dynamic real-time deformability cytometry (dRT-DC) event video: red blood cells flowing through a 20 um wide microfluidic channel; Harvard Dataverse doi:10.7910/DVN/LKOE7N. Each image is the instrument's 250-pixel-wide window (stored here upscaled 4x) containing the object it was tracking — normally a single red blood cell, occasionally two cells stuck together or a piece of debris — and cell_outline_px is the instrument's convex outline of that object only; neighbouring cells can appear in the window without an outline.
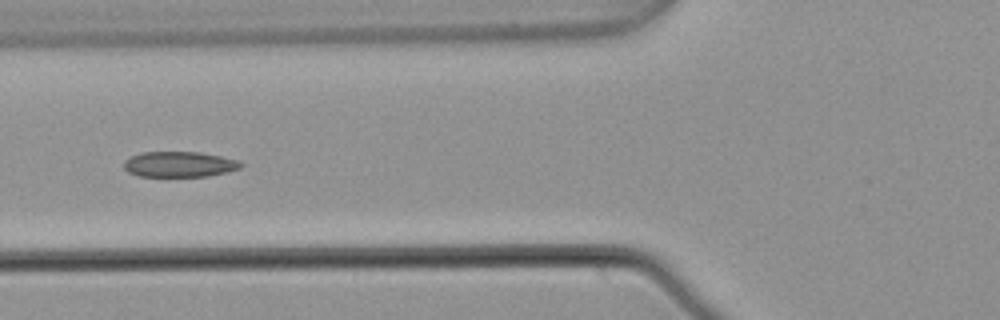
{"species": "common noctule bat (a hibernating species)", "species_latin": "Nyctalus noctula", "temperature_condition": "warm", "stored_images_in_passage": 6, "camera_frame_rate_fps": 3000, "um_per_image_px": 0.085, "animal": {"sex": "male", "body_mass_g": 21.5, "forearm_length_mm": 52.0}, "frame": {"image": 1, "passage_image": 6, "time_ms": 1.667, "image_size_px": [1000, 320], "cell_outline_px": [[244, 164], [240, 168], [228, 172], [208, 176], [140, 176], [128, 172], [124, 168], [124, 160], [140, 152], [200, 152], [220, 156], [236, 160]], "centroid_in_image_um": [15.24, 13.96], "position_along_channel_um": 110.6, "area_um2": 17.34}}